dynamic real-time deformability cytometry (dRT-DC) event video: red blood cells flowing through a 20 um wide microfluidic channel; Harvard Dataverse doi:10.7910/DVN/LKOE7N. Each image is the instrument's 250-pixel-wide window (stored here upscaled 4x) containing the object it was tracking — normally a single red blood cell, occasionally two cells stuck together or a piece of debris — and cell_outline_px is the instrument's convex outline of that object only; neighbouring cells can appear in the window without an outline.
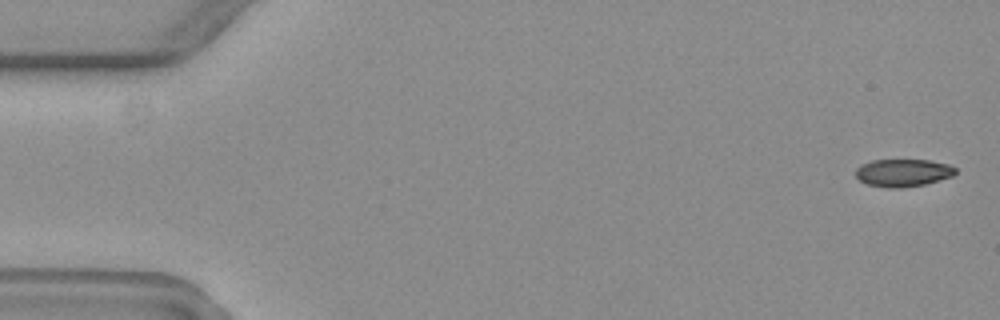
{"species": "common noctule bat (a hibernating species)", "species_latin": "Nyctalus noctula", "temperature_condition": "warm", "stored_images_in_passage": 54, "camera_frame_rate_fps": 3000, "um_per_image_px": 0.085, "animal": {"sex": "female", "body_mass_g": 19.3, "forearm_length_mm": 54.1}, "frame": {"image": 1, "passage_image": 2, "time_ms": 0.333, "image_size_px": [1000, 320], "cell_outline_px": [[956, 172], [952, 176], [924, 184], [892, 188], [888, 188], [868, 184], [860, 180], [856, 176], [856, 168], [860, 164], [872, 160], [928, 160], [948, 164], [956, 168]], "centroid_in_image_um": [76.73, 14.67], "position_along_channel_um": 8.3, "area_um2": 15.84}}
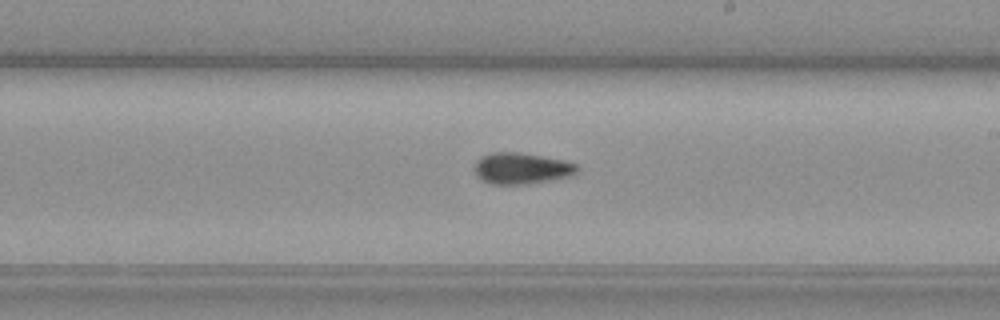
{"frame": {"image": 2, "passage_image": 34, "time_ms": 11.0, "image_size_px": [1000, 320], "cell_outline_px": [[580, 168], [572, 176], [528, 184], [492, 184], [480, 180], [476, 176], [476, 160], [480, 156], [492, 152], [516, 152], [564, 160], [576, 164]], "centroid_in_image_um": [44.32, 14.32], "position_along_channel_um": 244.7, "area_um2": 18.73}}
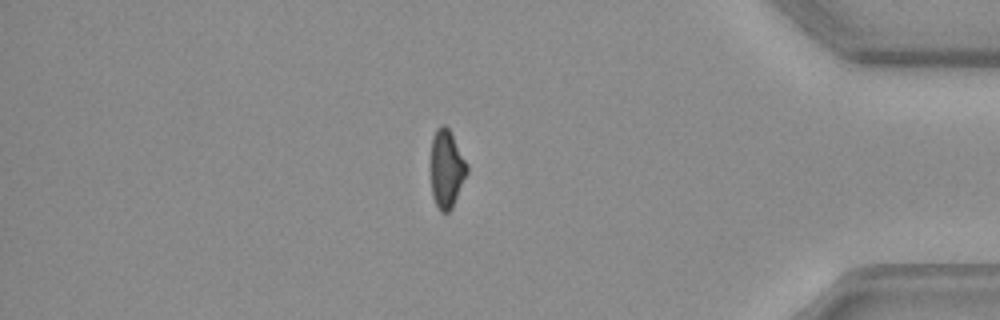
{"frame": {"image": 3, "passage_image": 50, "time_ms": 16.333, "image_size_px": [1000, 320], "cell_outline_px": [[468, 172], [452, 208], [448, 212], [440, 212], [432, 196], [432, 136], [436, 128], [440, 124], [444, 124], [448, 128], [468, 164]], "centroid_in_image_um": [37.97, 14.35], "position_along_channel_um": 397.2, "area_um2": 16.3}}